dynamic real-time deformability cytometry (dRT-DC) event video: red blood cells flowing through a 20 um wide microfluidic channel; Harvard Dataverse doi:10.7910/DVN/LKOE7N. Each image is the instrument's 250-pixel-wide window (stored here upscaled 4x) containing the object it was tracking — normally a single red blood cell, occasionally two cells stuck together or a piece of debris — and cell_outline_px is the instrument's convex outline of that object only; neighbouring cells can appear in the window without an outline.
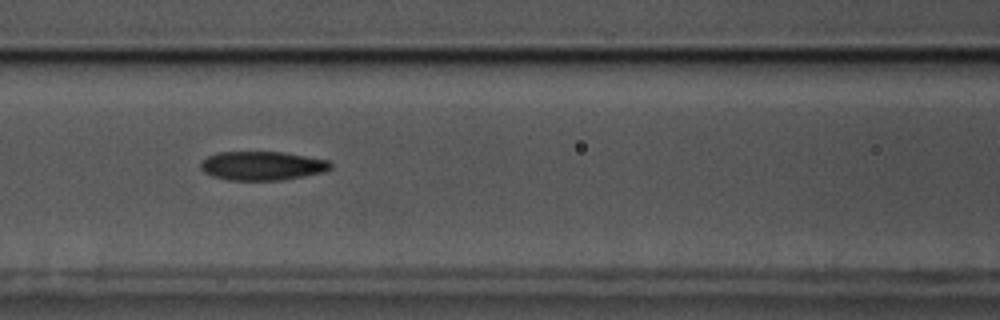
{"species": "common noctule bat (a hibernating species)", "species_latin": "Nyctalus noctula", "temperature_condition": "cold", "stored_images_in_passage": 51, "camera_frame_rate_fps": 3000, "um_per_image_px": 0.085, "animal": {"sex": "male", "body_mass_g": 17.5, "forearm_length_mm": 52.3}, "frame": {"image": 1, "passage_image": 18, "time_ms": 5.667, "image_size_px": [1000, 320], "cell_outline_px": [[332, 168], [324, 172], [304, 176], [280, 180], [228, 180], [212, 176], [204, 172], [200, 168], [200, 164], [208, 156], [216, 152], [284, 152], [328, 160], [332, 164]], "centroid_in_image_um": [22.29, 14.09], "position_along_channel_um": 144.3, "area_um2": 21.91}}
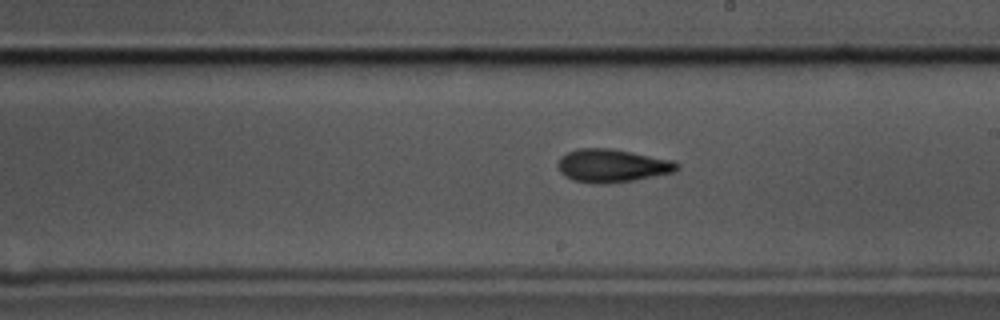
{"frame": {"image": 2, "passage_image": 26, "time_ms": 8.333, "image_size_px": [1000, 320], "cell_outline_px": [[680, 168], [672, 172], [636, 180], [604, 184], [572, 180], [564, 176], [560, 172], [556, 164], [560, 156], [576, 148], [612, 148], [672, 160], [680, 164]], "centroid_in_image_um": [52.0, 14.07], "position_along_channel_um": 237.0, "area_um2": 23.12}}
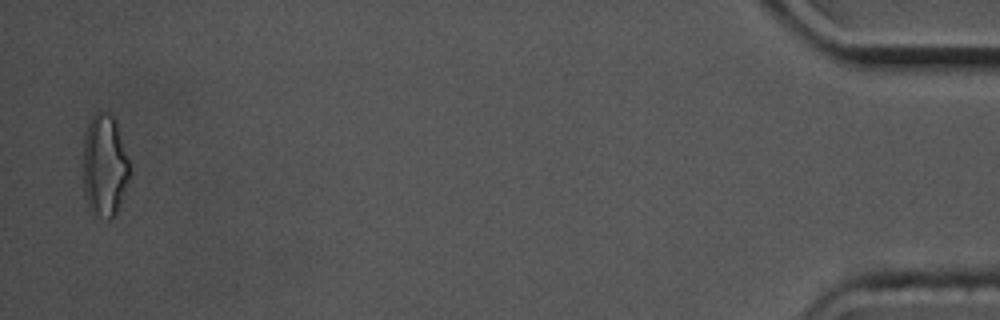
{"frame": {"image": 3, "passage_image": 50, "time_ms": 16.333, "image_size_px": [1000, 320], "cell_outline_px": [[132, 172], [116, 212], [108, 220], [92, 216], [88, 208], [84, 192], [84, 136], [88, 124], [92, 116], [96, 112], [108, 112], [116, 120]], "centroid_in_image_um": [8.89, 14.11], "position_along_channel_um": 426.3, "area_um2": 27.98}, "authors_computed_cell_mechanics": {"area_um2": 22.0796, "velocity_mm_per_s": 3.4909, "shape_relaxation_time_tau1_ms": 7.9976, "shape_relaxation_time_tau2_ms": 4.5269, "deformation_change_tau1": 0.1862, "deformation_change_tau2": 0.1382}}